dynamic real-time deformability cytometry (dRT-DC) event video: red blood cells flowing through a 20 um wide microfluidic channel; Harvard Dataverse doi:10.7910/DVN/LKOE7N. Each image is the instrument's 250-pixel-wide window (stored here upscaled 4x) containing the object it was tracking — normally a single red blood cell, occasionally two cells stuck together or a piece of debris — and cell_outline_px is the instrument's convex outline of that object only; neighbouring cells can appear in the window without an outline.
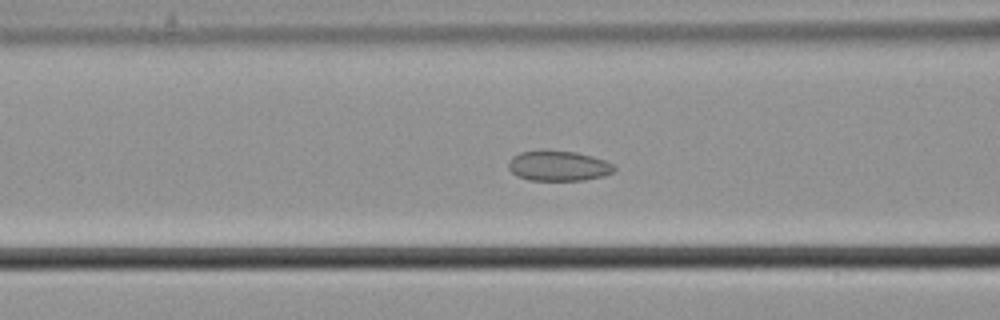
{"species": "common noctule bat (a hibernating species)", "species_latin": "Nyctalus noctula", "temperature_condition": "cold", "stored_images_in_passage": 23, "camera_frame_rate_fps": 3000, "um_per_image_px": 0.085, "animal": {"sex": "male", "body_mass_g": 21.5, "forearm_length_mm": 52.0}, "frame": {"image": 1, "passage_image": 10, "time_ms": 3.0, "image_size_px": [1000, 320], "cell_outline_px": [[616, 168], [612, 172], [604, 176], [584, 180], [528, 180], [516, 176], [508, 168], [508, 160], [512, 156], [520, 152], [576, 152], [592, 156], [616, 164]], "centroid_in_image_um": [47.48, 14.12], "position_along_channel_um": 119.1, "area_um2": 18.38}}
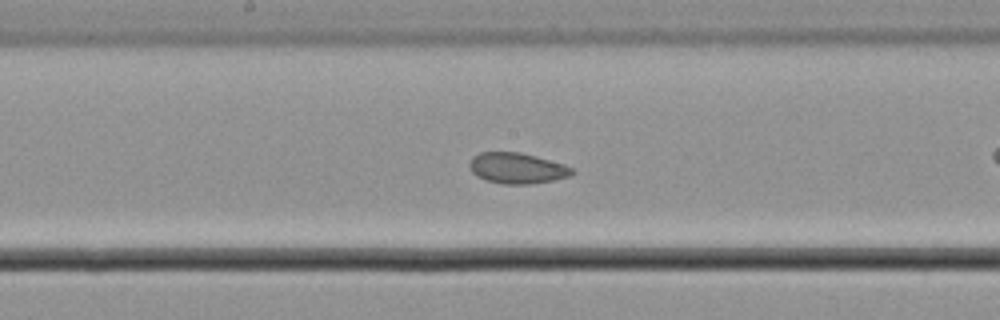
{"frame": {"image": 2, "passage_image": 17, "time_ms": 5.333, "image_size_px": [1000, 320], "cell_outline_px": [[576, 172], [572, 176], [532, 184], [500, 184], [484, 180], [476, 176], [472, 172], [468, 164], [472, 156], [480, 152], [520, 152], [536, 156], [564, 164], [572, 168]], "centroid_in_image_um": [43.94, 14.3], "position_along_channel_um": 204.3, "area_um2": 18.67}}
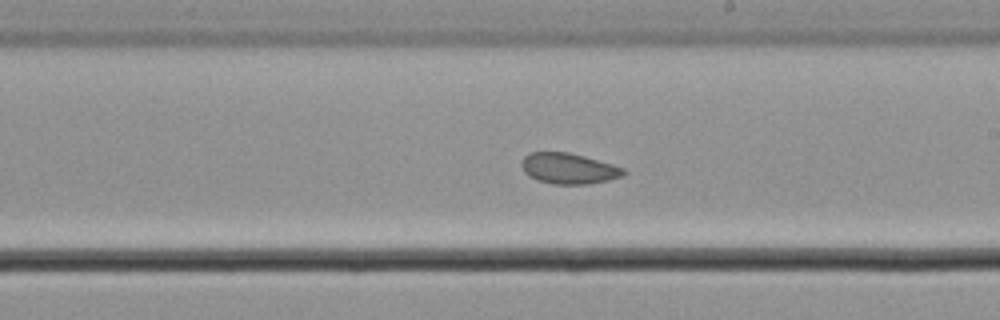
{"frame": {"image": 3, "passage_image": 20, "time_ms": 6.333, "image_size_px": [1000, 320], "cell_outline_px": [[628, 172], [624, 176], [608, 180], [588, 184], [552, 184], [536, 180], [528, 176], [524, 172], [520, 164], [524, 156], [532, 152], [568, 152], [584, 156], [612, 164], [624, 168]], "centroid_in_image_um": [48.33, 14.33], "position_along_channel_um": 240.7, "area_um2": 18.44}}